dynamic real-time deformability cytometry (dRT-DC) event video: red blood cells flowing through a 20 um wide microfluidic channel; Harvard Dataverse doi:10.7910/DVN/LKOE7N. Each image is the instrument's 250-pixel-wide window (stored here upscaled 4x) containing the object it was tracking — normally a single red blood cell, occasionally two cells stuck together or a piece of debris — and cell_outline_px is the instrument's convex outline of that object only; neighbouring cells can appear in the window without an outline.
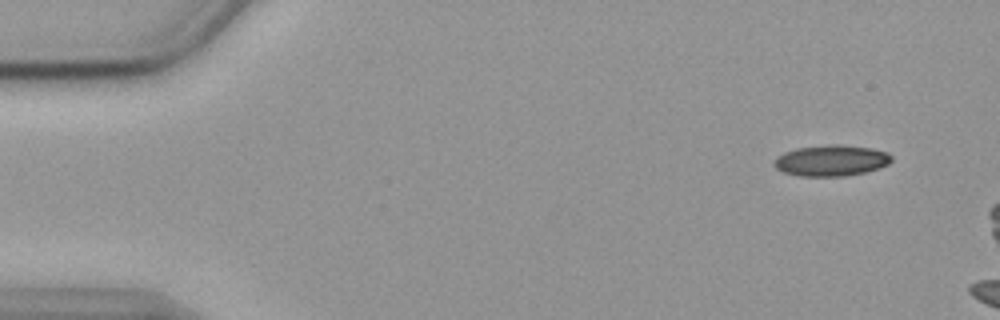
{"species": "common noctule bat (a hibernating species)", "species_latin": "Nyctalus noctula", "temperature_condition": "cold", "stored_images_in_passage": 9, "camera_frame_rate_fps": 3000, "um_per_image_px": 0.085, "animal": {"sex": "female", "body_mass_g": 19.9}, "frame": {"image": 1, "passage_image": 1, "time_ms": 0.0, "image_size_px": [1000, 320], "cell_outline_px": [[892, 160], [888, 164], [880, 168], [864, 172], [844, 176], [800, 176], [784, 172], [776, 168], [772, 164], [772, 160], [776, 156], [784, 152], [796, 148], [828, 144], [840, 144], [872, 148], [888, 152], [892, 156]], "centroid_in_image_um": [70.64, 13.63], "position_along_channel_um": 14.4, "area_um2": 21.5}}